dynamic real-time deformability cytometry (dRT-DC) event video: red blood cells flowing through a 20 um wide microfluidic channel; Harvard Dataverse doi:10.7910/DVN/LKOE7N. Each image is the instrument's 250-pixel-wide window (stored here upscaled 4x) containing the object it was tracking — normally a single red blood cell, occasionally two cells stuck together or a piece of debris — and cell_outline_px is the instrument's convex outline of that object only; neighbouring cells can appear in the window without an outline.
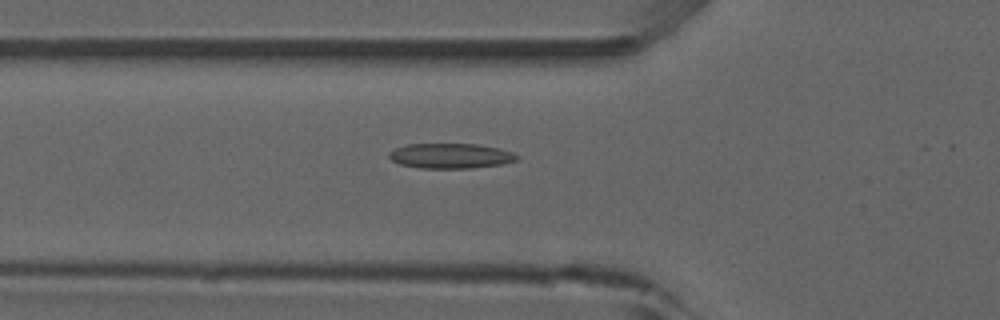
{"species": "common noctule bat (a hibernating species)", "species_latin": "Nyctalus noctula", "temperature_condition": "room temperature", "stored_images_in_passage": 52, "camera_frame_rate_fps": 3000, "um_per_image_px": 0.085, "animal": {"sex": "male", "forearm_length_mm": 52.5}, "frame": {"image": 1, "passage_image": 18, "time_ms": 5.667, "image_size_px": [1000, 320], "cell_outline_px": [[520, 156], [516, 160], [500, 164], [472, 168], [420, 168], [400, 164], [392, 160], [388, 156], [388, 152], [396, 148], [408, 144], [476, 144], [500, 148], [512, 152]], "centroid_in_image_um": [38.3, 13.24], "position_along_channel_um": 87.5, "area_um2": 18.61}}
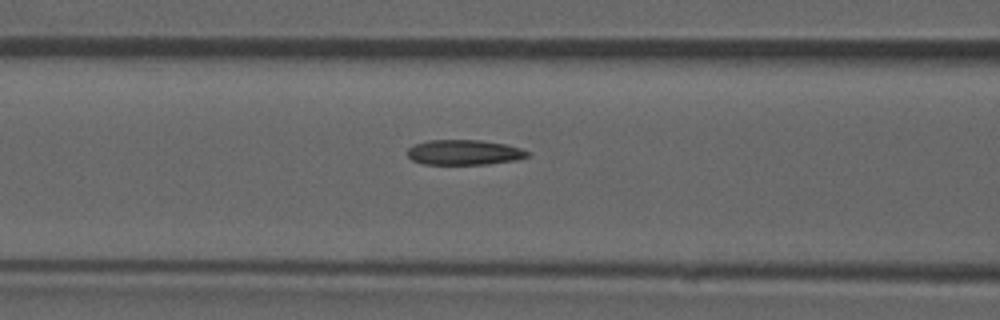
{"frame": {"image": 2, "passage_image": 21, "time_ms": 6.667, "image_size_px": [1000, 320], "cell_outline_px": [[528, 156], [516, 160], [488, 164], [424, 164], [412, 160], [408, 156], [408, 148], [416, 144], [428, 140], [480, 140], [504, 144], [520, 148], [528, 152]], "centroid_in_image_um": [39.44, 12.95], "position_along_channel_um": 127.2, "area_um2": 17.4}}
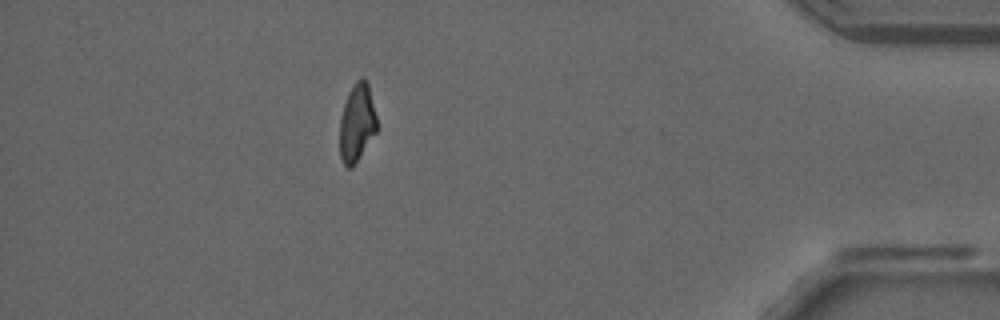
{"frame": {"image": 3, "passage_image": 46, "time_ms": 15.0, "image_size_px": [1000, 320], "cell_outline_px": [[376, 132], [356, 164], [352, 168], [348, 168], [344, 164], [340, 156], [340, 116], [348, 92], [352, 84], [360, 76], [364, 76], [368, 84], [376, 116]], "centroid_in_image_um": [30.33, 10.43], "position_along_channel_um": 404.9, "area_um2": 16.99}, "authors_computed_cell_mechanics": {"area_um2": 18.207, "velocity_mm_per_s": 3.9215, "shape_relaxation_time_tau1_ms": null, "shape_relaxation_time_tau2_ms": 3.5894, "deformation_change_tau1": null, "deformation_change_tau2": 0.1275}}